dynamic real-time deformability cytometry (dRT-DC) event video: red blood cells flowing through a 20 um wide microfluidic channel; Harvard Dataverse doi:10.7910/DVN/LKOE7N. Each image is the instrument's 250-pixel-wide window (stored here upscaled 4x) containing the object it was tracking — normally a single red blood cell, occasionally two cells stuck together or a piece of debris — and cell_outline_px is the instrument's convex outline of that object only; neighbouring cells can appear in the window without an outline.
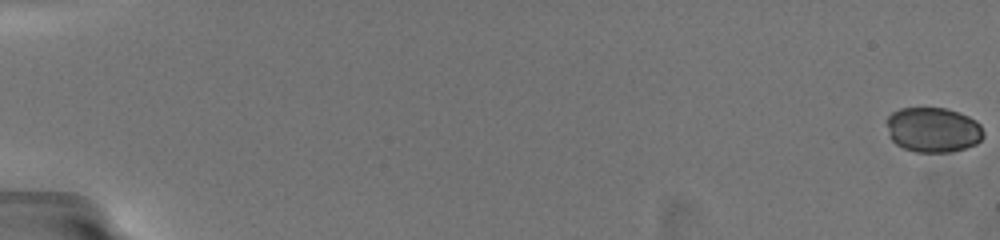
{"species": "common noctule bat (a hibernating species)", "species_latin": "Nyctalus noctula", "temperature_condition": "warm", "stored_images_in_passage": 34, "camera_frame_rate_fps": 3000, "um_per_image_px": 0.085, "animal": {"sex": "female", "body_mass_g": 19.5, "forearm_length_mm": 54.1}, "frame": {"image": 1, "passage_image": 1, "time_ms": 0.0, "image_size_px": [1000, 240], "cell_outline_px": [[984, 136], [976, 144], [952, 152], [916, 152], [904, 148], [896, 144], [888, 136], [888, 116], [892, 112], [900, 108], [948, 108], [960, 112], [976, 120], [980, 124], [984, 132]], "centroid_in_image_um": [79.33, 11.03], "position_along_channel_um": 5.7, "area_um2": 25.55}}
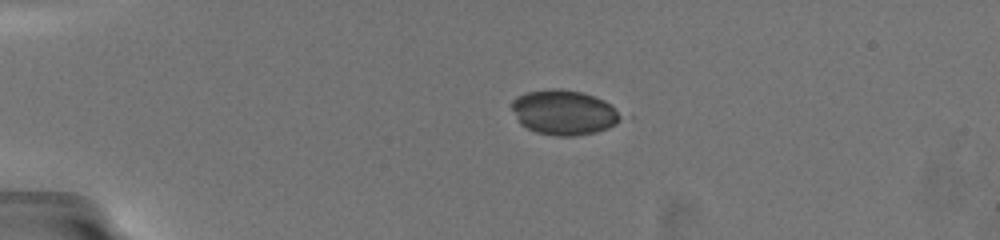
{"frame": {"image": 2, "passage_image": 27, "time_ms": 5.0, "image_size_px": [1000, 240], "cell_outline_px": [[624, 120], [608, 128], [596, 132], [576, 136], [556, 136], [536, 132], [520, 124], [512, 108], [512, 100], [516, 96], [528, 92], [552, 88], [560, 88], [580, 92], [604, 100], [612, 104], [624, 116]], "centroid_in_image_um": [47.98, 9.56], "position_along_channel_um": 37.0, "area_um2": 28.73}}